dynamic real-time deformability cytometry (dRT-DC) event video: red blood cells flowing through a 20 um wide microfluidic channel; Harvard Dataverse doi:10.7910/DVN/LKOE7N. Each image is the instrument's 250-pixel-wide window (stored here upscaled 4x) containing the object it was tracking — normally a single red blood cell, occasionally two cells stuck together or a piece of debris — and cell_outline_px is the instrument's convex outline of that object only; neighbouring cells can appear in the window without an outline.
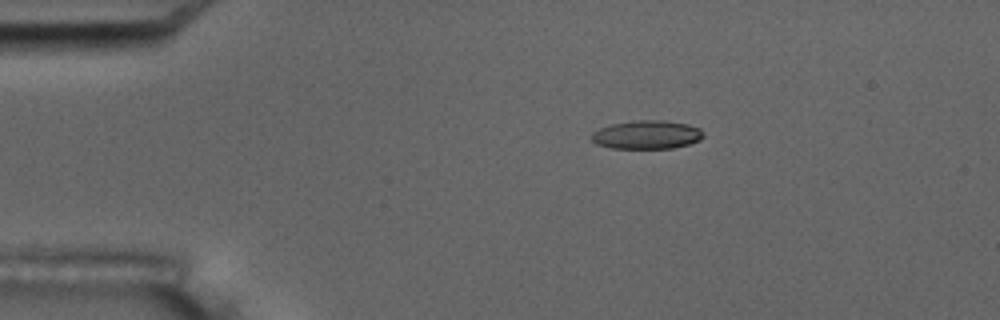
{"species": "common noctule bat (a hibernating species)", "species_latin": "Nyctalus noctula", "temperature_condition": "room temperature", "stored_images_in_passage": 2, "camera_frame_rate_fps": 3000, "um_per_image_px": 0.085, "animal": {"sex": "male", "body_mass_g": 17.5, "forearm_length_mm": 52.3}, "frame": {"image": 1, "passage_image": 1, "time_ms": 0.0, "image_size_px": [1000, 320], "cell_outline_px": [[704, 136], [700, 140], [688, 144], [672, 148], [612, 148], [596, 144], [592, 140], [592, 132], [600, 128], [612, 124], [636, 120], [664, 120], [688, 124], [700, 128], [704, 132]], "centroid_in_image_um": [55.0, 11.44], "position_along_channel_um": 30.0, "area_um2": 18.61}}